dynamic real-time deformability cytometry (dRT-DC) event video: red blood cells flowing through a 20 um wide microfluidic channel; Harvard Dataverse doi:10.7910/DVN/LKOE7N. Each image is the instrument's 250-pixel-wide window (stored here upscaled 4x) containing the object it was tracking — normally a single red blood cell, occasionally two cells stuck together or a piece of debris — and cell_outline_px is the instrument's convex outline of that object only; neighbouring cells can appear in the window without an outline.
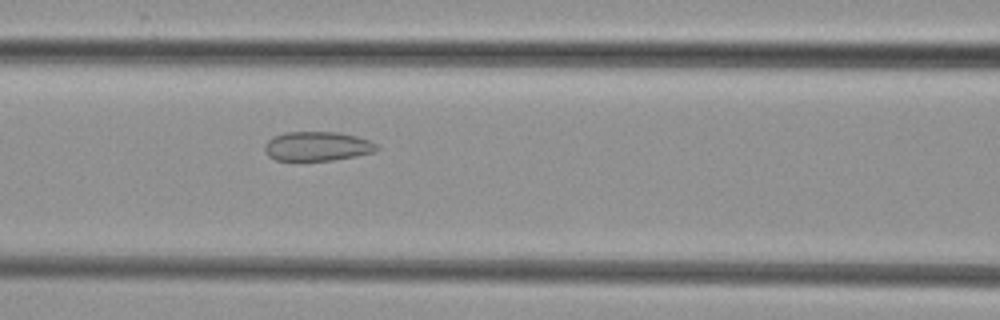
{"species": "common noctule bat (a hibernating species)", "species_latin": "Nyctalus noctula", "temperature_condition": "cold", "stored_images_in_passage": 6, "camera_frame_rate_fps": 3000, "um_per_image_px": 0.085, "animal": {"sex": "female", "body_mass_g": 29.2, "forearm_length_mm": 56.3}, "frame": {"image": 1, "passage_image": 6, "time_ms": 7.667, "image_size_px": [1000, 320], "cell_outline_px": [[380, 148], [376, 152], [356, 156], [332, 160], [276, 160], [268, 156], [264, 152], [264, 144], [272, 136], [284, 132], [340, 132], [356, 136], [368, 140], [376, 144]], "centroid_in_image_um": [26.95, 12.43], "position_along_channel_um": 139.6, "area_um2": 19.31}}